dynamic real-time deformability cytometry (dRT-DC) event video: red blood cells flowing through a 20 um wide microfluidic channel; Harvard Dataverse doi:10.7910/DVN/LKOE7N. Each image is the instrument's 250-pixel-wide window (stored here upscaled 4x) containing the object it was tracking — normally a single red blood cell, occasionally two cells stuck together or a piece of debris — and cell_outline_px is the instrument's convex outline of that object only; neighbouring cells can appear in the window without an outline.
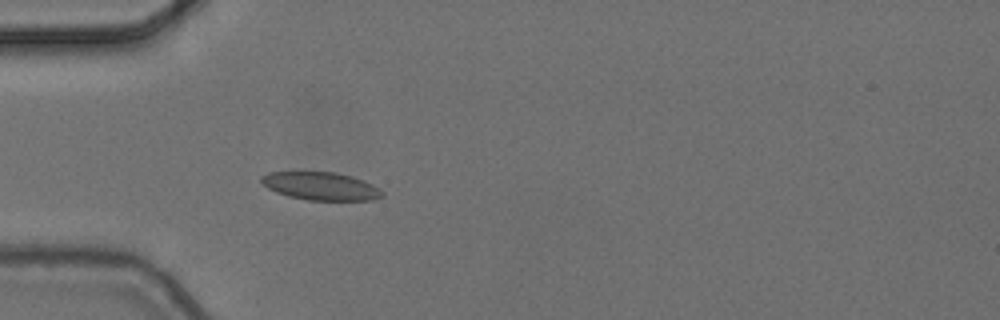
{"species": "common noctule bat (a hibernating species)", "species_latin": "Nyctalus noctula", "temperature_condition": "cold", "stored_images_in_passage": 3, "camera_frame_rate_fps": 3000, "um_per_image_px": 0.085, "animal": {"sex": "female", "body_mass_g": 24.6, "forearm_length_mm": 56.2}, "frame": {"image": 1, "passage_image": 3, "time_ms": 0.667, "image_size_px": [1000, 320], "cell_outline_px": [[384, 196], [372, 200], [308, 200], [288, 196], [276, 192], [268, 188], [260, 180], [260, 176], [268, 172], [336, 172], [352, 176], [364, 180], [380, 188], [384, 192]], "centroid_in_image_um": [27.29, 15.82], "position_along_channel_um": 57.7, "area_um2": 19.83}}